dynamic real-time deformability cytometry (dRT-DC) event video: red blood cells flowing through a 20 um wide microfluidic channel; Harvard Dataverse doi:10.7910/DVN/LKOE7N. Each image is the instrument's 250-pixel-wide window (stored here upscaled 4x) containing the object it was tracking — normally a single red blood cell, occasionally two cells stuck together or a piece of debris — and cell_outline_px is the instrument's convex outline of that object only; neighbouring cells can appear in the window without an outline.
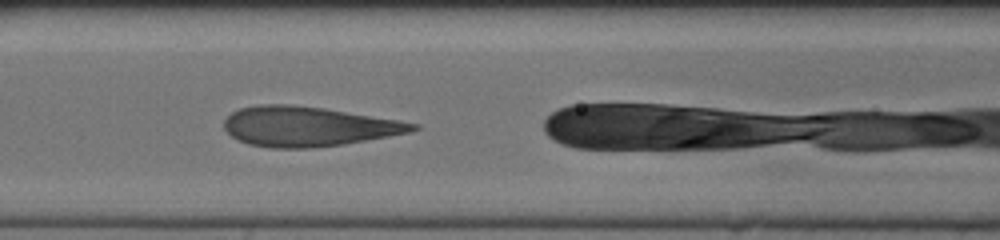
{"species": "human", "species_latin": "Homo sapiens", "temperature_condition": "cold", "stored_images_in_passage": 24, "camera_frame_rate_fps": 3000, "um_per_image_px": 0.085, "donor": {"sex": "female"}, "frame": {"image": 1, "passage_image": 5, "time_ms": 1.333, "image_size_px": [1000, 240], "cell_outline_px": [[420, 128], [408, 132], [388, 136], [344, 144], [312, 148], [272, 148], [248, 144], [232, 136], [224, 128], [224, 120], [232, 112], [240, 108], [260, 104], [292, 104], [324, 108], [420, 124]], "centroid_in_image_um": [26.15, 10.74], "position_along_channel_um": 140.4, "area_um2": 43.41}}
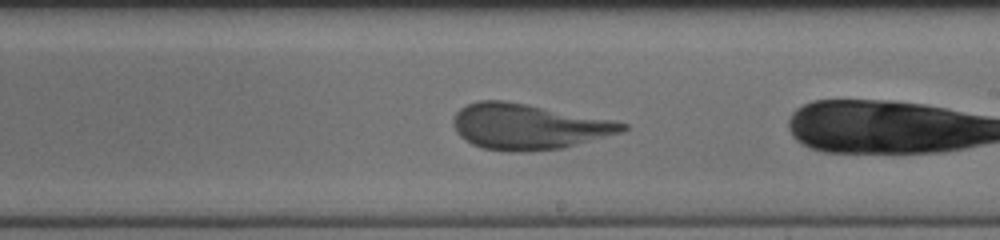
{"frame": {"image": 2, "passage_image": 13, "time_ms": 4.0, "image_size_px": [1000, 240], "cell_outline_px": [[628, 128], [624, 132], [564, 148], [524, 152], [512, 152], [484, 148], [472, 144], [460, 136], [456, 132], [456, 112], [460, 108], [476, 100], [504, 100], [528, 104], [612, 120], [628, 124]], "centroid_in_image_um": [44.95, 10.76], "position_along_channel_um": 244.1, "area_um2": 44.8}}
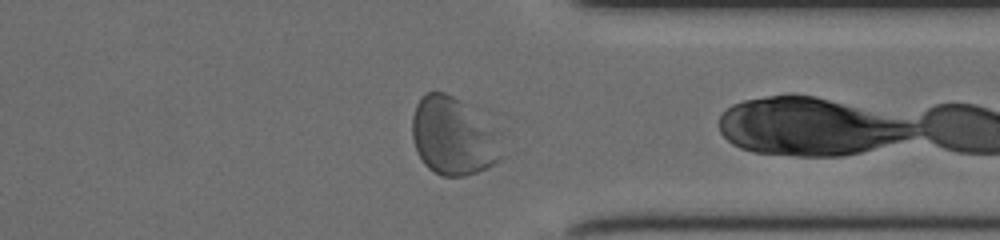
{"frame": {"image": 3, "passage_image": 23, "time_ms": 7.333, "image_size_px": [1000, 240], "cell_outline_px": [[508, 156], [488, 168], [464, 176], [440, 176], [432, 172], [424, 164], [416, 152], [412, 140], [412, 116], [416, 104], [420, 96], [424, 92], [444, 92], [460, 100], [508, 128]], "centroid_in_image_um": [38.76, 11.57], "position_along_channel_um": 372.6, "area_um2": 44.16}}